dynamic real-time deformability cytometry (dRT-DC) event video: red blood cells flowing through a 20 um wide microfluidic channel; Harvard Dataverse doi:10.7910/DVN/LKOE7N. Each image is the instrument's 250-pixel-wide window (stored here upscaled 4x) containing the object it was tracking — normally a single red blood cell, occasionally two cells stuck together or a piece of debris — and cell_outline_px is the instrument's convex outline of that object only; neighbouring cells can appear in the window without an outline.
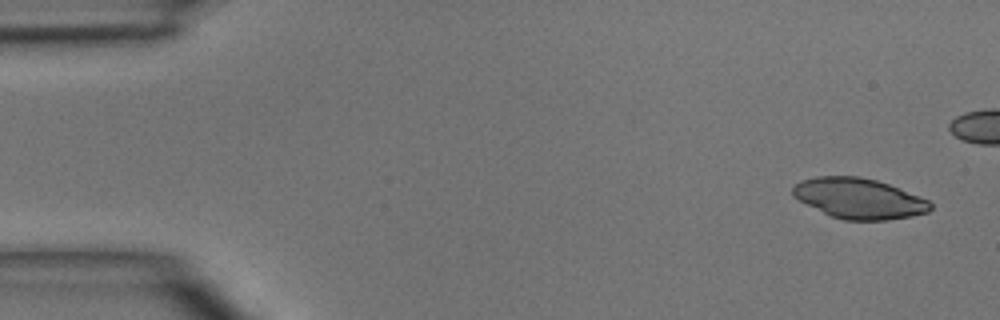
{"species": "common noctule bat (a hibernating species)", "species_latin": "Nyctalus noctula", "temperature_condition": "room temperature", "stored_images_in_passage": 5, "camera_frame_rate_fps": 3000, "um_per_image_px": 0.085, "animal": {"sex": "male", "body_mass_g": 15.6}, "frame": {"image": 1, "passage_image": 1, "time_ms": 0.0, "image_size_px": [1000, 320], "cell_outline_px": [[932, 208], [928, 212], [912, 216], [888, 220], [844, 220], [832, 216], [792, 196], [792, 188], [800, 180], [816, 176], [856, 176], [876, 180], [888, 184], [928, 200], [932, 204]], "centroid_in_image_um": [73.01, 16.86], "position_along_channel_um": 12.0, "area_um2": 32.08}}
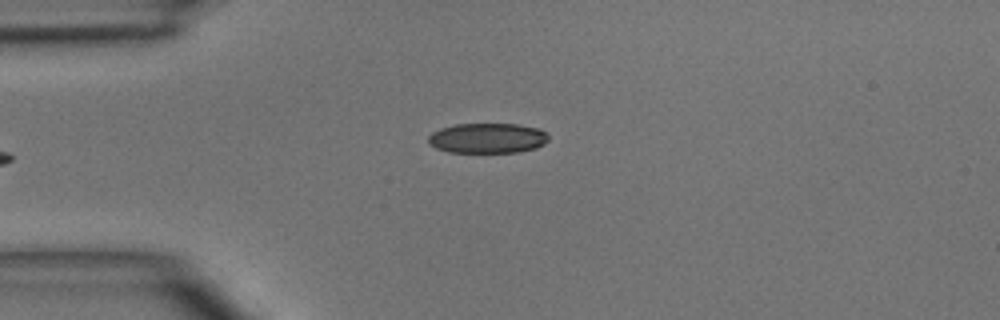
{"frame": {"image": 2, "passage_image": 5, "time_ms": 4.667, "image_size_px": [1000, 320], "cell_outline_px": [[548, 140], [544, 144], [536, 148], [516, 152], [448, 152], [436, 148], [428, 140], [428, 136], [432, 132], [440, 128], [456, 124], [516, 124], [540, 128], [548, 136]], "centroid_in_image_um": [41.44, 11.74], "position_along_channel_um": 43.6, "area_um2": 21.04}}